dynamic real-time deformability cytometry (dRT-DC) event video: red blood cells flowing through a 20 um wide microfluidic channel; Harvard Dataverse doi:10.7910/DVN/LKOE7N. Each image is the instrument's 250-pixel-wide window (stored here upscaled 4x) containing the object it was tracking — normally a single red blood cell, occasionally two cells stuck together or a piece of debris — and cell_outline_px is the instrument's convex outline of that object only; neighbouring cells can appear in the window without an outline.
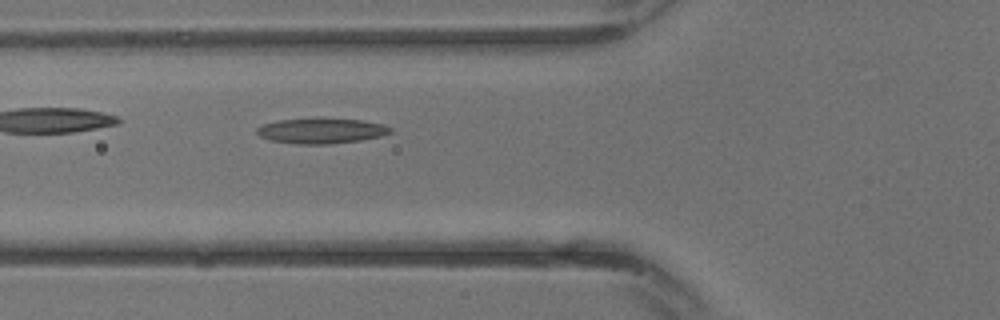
{"species": "common noctule bat (a hibernating species)", "species_latin": "Nyctalus noctula", "temperature_condition": "warm", "stored_images_in_passage": 7, "camera_frame_rate_fps": 3000, "um_per_image_px": 0.085, "animal": {"sex": "male", "body_mass_g": 13.3}, "frame": {"image": 1, "passage_image": 7, "time_ms": 2.0, "image_size_px": [1000, 320], "cell_outline_px": [[392, 132], [380, 136], [360, 140], [328, 144], [296, 144], [272, 140], [260, 136], [256, 132], [256, 128], [264, 124], [280, 120], [320, 116], [364, 120], [384, 124], [392, 128]], "centroid_in_image_um": [27.34, 11.08], "position_along_channel_um": 98.5, "area_um2": 20.23}}